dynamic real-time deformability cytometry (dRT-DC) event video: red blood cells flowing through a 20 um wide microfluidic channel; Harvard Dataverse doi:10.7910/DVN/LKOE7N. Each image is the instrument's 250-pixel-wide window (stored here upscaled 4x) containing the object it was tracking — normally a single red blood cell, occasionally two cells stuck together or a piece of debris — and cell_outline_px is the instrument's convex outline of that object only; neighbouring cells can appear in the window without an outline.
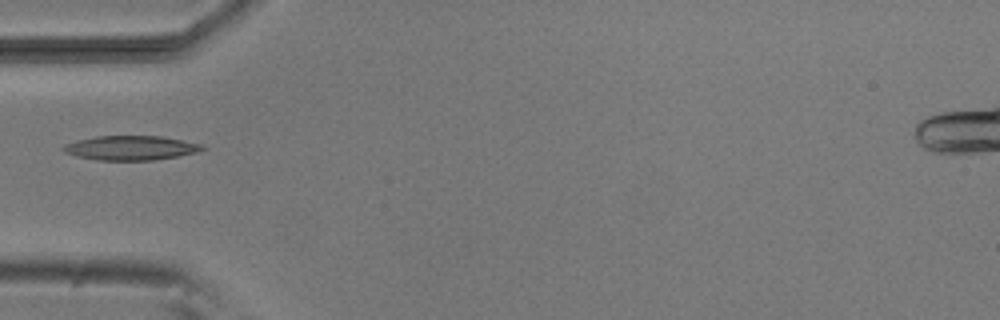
{"species": "common noctule bat (a hibernating species)", "species_latin": "Nyctalus noctula", "temperature_condition": "room temperature", "stored_images_in_passage": 5, "camera_frame_rate_fps": 3000, "um_per_image_px": 0.085, "animal": {"sex": "male", "body_mass_g": 20.5, "forearm_length_mm": 52.5}, "frame": {"image": 1, "passage_image": 4, "time_ms": 3.667, "image_size_px": [1000, 320], "cell_outline_px": [[204, 148], [200, 152], [152, 160], [100, 160], [76, 156], [64, 152], [60, 148], [64, 144], [76, 140], [96, 136], [160, 136], [200, 144]], "centroid_in_image_um": [11.05, 12.57], "position_along_channel_um": 74.0, "area_um2": 19.59}}